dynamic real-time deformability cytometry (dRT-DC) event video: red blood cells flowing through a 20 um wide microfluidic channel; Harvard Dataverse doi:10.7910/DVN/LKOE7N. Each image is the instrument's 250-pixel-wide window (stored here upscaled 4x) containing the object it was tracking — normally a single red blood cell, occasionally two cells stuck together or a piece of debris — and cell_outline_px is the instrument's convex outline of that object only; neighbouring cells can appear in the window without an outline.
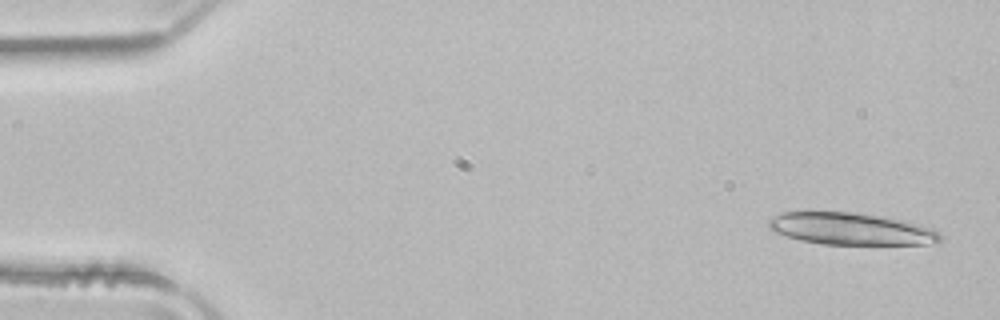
{"species": "common noctule bat (a hibernating species)", "species_latin": "Nyctalus noctula", "temperature_condition": "room temperature", "stored_images_in_passage": 22, "camera_frame_rate_fps": 3000, "um_per_image_px": 0.085, "animal": {"sex": "male", "body_mass_g": 21.5, "forearm_length_mm": 52.0}, "frame": {"image": 1, "passage_image": 1, "time_ms": 0.0, "image_size_px": [1000, 320], "cell_outline_px": [[944, 240], [928, 244], [824, 244], [800, 240], [776, 232], [768, 228], [768, 220], [772, 216], [780, 212], [856, 212], [884, 216], [904, 220], [920, 224], [932, 228], [940, 232]], "centroid_in_image_um": [72.37, 19.44], "position_along_channel_um": 12.6, "area_um2": 32.25}}